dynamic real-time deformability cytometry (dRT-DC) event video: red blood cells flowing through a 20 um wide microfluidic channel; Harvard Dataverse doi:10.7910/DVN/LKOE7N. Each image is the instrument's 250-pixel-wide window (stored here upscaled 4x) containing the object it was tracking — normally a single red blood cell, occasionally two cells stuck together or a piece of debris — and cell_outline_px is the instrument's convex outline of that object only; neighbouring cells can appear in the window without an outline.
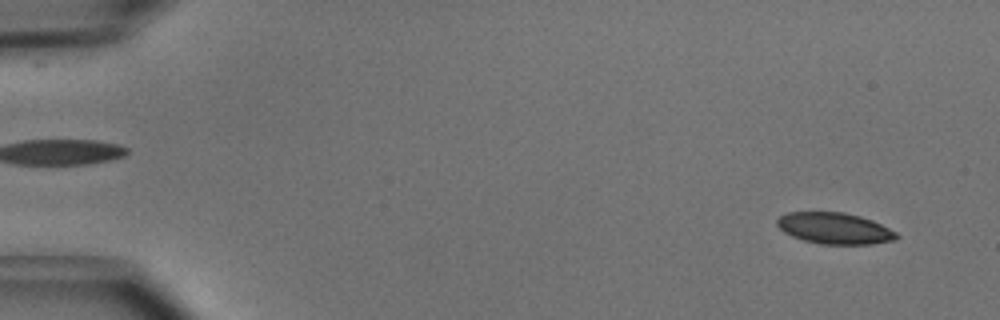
{"species": "common noctule bat (a hibernating species)", "species_latin": "Nyctalus noctula", "temperature_condition": "cold", "stored_images_in_passage": 50, "camera_frame_rate_fps": 3000, "um_per_image_px": 0.085, "animal": {"sex": "male", "body_mass_g": 15.6}, "frame": {"image": 1, "passage_image": 3, "time_ms": 0.667, "image_size_px": [1000, 320], "cell_outline_px": [[900, 236], [896, 240], [872, 244], [820, 244], [804, 240], [792, 236], [784, 232], [776, 224], [776, 220], [780, 216], [788, 212], [844, 212], [860, 216], [872, 220], [896, 232]], "centroid_in_image_um": [70.95, 19.41], "position_along_channel_um": 14.1, "area_um2": 21.79}}
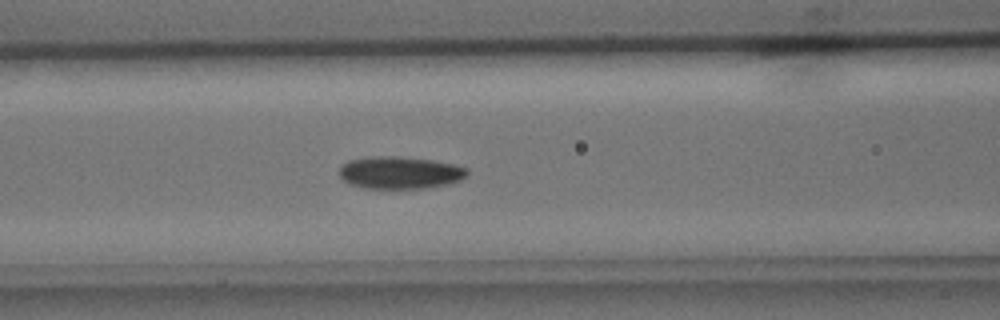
{"frame": {"image": 2, "passage_image": 21, "time_ms": 6.667, "image_size_px": [1000, 320], "cell_outline_px": [[468, 172], [460, 180], [444, 184], [424, 188], [364, 188], [352, 184], [344, 180], [340, 176], [340, 168], [348, 160], [368, 156], [396, 156], [432, 160], [456, 164], [468, 168]], "centroid_in_image_um": [33.99, 14.66], "position_along_channel_um": 132.6, "area_um2": 23.93}}
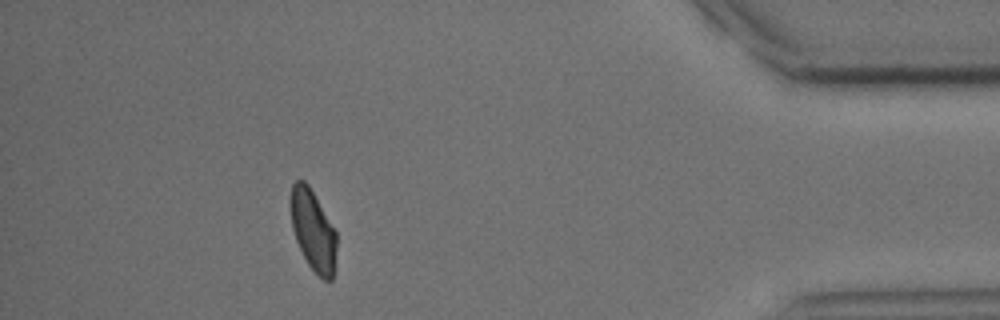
{"frame": {"image": 3, "passage_image": 45, "time_ms": 14.667, "image_size_px": [1000, 320], "cell_outline_px": [[336, 248], [332, 280], [324, 280], [308, 264], [296, 240], [292, 228], [288, 200], [292, 184], [296, 180], [304, 180], [308, 184], [336, 232]], "centroid_in_image_um": [26.56, 19.52], "position_along_channel_um": 408.6, "area_um2": 21.5}, "authors_computed_cell_mechanics": {"area_um2": 23.2067, "velocity_mm_per_s": 4.0276, "shape_relaxation_time_tau1_ms": 2.8963, "shape_relaxation_time_tau2_ms": 3.1276, "deformation_change_tau1": 0.1097, "deformation_change_tau2": 0.0788}}